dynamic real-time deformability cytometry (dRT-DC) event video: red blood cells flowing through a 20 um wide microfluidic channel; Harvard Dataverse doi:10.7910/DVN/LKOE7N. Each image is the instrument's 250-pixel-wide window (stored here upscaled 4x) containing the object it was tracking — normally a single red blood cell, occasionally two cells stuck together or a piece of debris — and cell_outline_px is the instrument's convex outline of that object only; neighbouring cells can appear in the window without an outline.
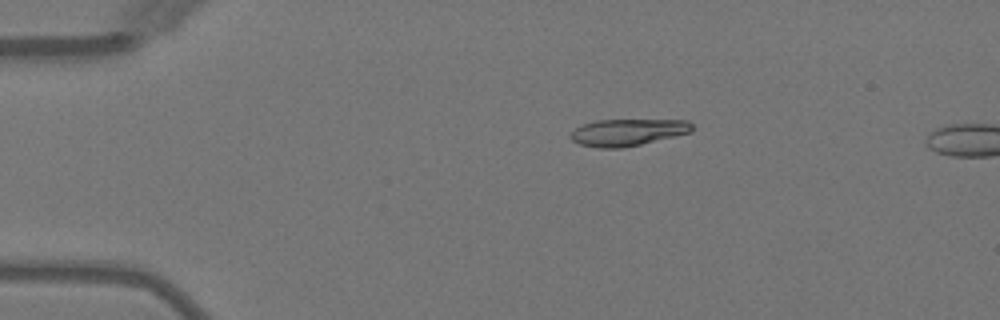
{"species": "Egyptian fruit bat (a non-hibernating species)", "species_latin": "Rousettus aegyptiacus", "temperature_condition": "warm", "stored_images_in_passage": 5, "camera_frame_rate_fps": 3000, "um_per_image_px": 0.085, "animal": {"sex": "female"}, "frame": {"image": 1, "passage_image": 3, "time_ms": 2.333, "image_size_px": [1000, 320], "cell_outline_px": [[692, 132], [640, 144], [620, 148], [600, 148], [580, 144], [572, 140], [568, 136], [576, 128], [584, 124], [596, 120], [688, 120], [692, 124]], "centroid_in_image_um": [53.35, 11.24], "position_along_channel_um": 31.7, "area_um2": 18.84}}